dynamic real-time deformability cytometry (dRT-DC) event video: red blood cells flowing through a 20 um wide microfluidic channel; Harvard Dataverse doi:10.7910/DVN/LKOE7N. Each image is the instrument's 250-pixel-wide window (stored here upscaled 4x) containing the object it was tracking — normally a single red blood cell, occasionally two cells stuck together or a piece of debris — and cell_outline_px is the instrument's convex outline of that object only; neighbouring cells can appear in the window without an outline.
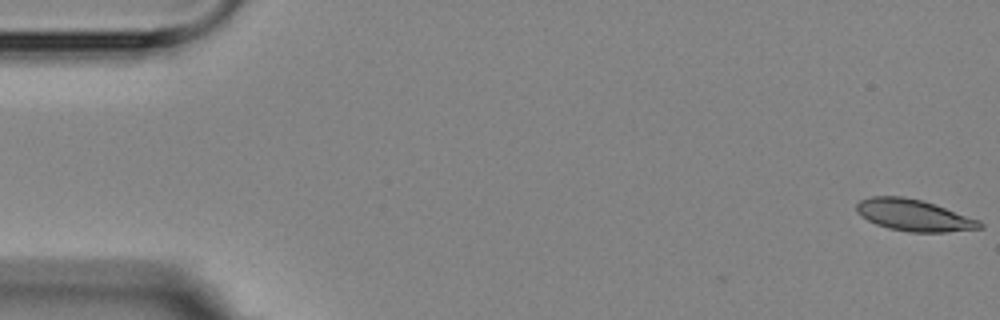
{"species": "Egyptian fruit bat (a non-hibernating species)", "species_latin": "Rousettus aegyptiacus", "temperature_condition": "room temperature", "stored_images_in_passage": 6, "camera_frame_rate_fps": 3000, "um_per_image_px": 0.085, "animal": {"sex": "female"}, "frame": {"image": 1, "passage_image": 1, "time_ms": 0.0, "image_size_px": [1000, 320], "cell_outline_px": [[984, 228], [944, 232], [908, 232], [888, 228], [876, 224], [860, 216], [856, 212], [856, 204], [860, 200], [872, 196], [904, 196], [920, 200], [980, 220], [984, 224]], "centroid_in_image_um": [77.65, 18.3], "position_along_channel_um": 7.4, "area_um2": 22.6}}
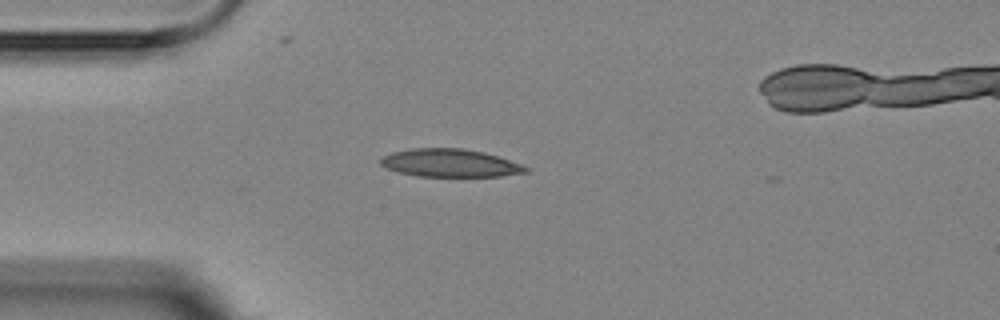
{"frame": {"image": 2, "passage_image": 5, "time_ms": 4.667, "image_size_px": [1000, 320], "cell_outline_px": [[528, 172], [500, 176], [416, 176], [396, 172], [384, 168], [380, 164], [380, 160], [384, 156], [392, 152], [412, 148], [464, 148], [484, 152], [520, 164], [528, 168]], "centroid_in_image_um": [38.19, 13.86], "position_along_channel_um": 46.8, "area_um2": 23.58}}